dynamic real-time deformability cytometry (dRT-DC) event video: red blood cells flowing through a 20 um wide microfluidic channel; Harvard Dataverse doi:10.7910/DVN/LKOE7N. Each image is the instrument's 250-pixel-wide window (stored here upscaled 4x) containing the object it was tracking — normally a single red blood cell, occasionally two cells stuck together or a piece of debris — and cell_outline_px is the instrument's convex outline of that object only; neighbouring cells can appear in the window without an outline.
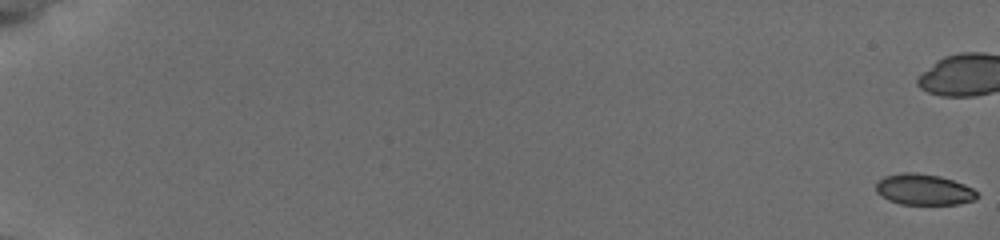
{"species": "common noctule bat (a hibernating species)", "species_latin": "Nyctalus noctula", "temperature_condition": "cold", "stored_images_in_passage": 49, "camera_frame_rate_fps": 3000, "um_per_image_px": 0.085, "animal": {"sex": "female", "body_mass_g": 19.5, "forearm_length_mm": 54.1}, "frame": {"image": 1, "passage_image": 1, "time_ms": 0.0, "image_size_px": [1000, 240], "cell_outline_px": [[980, 196], [976, 200], [956, 204], [900, 204], [888, 200], [880, 196], [876, 192], [876, 184], [884, 176], [900, 172], [916, 172], [940, 176], [964, 184], [972, 188]], "centroid_in_image_um": [78.52, 16.11], "position_along_channel_um": 6.5, "area_um2": 18.38}}
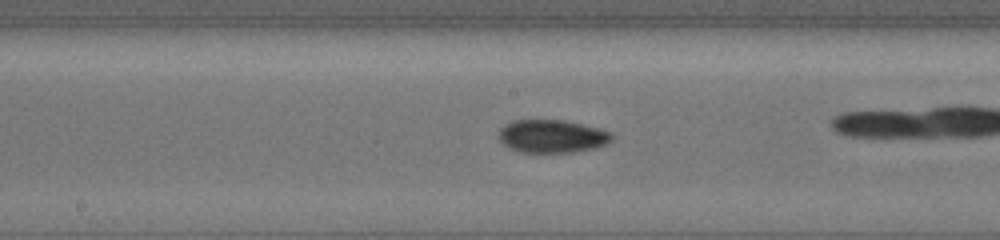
{"frame": {"image": 2, "passage_image": 33, "time_ms": 10.667, "image_size_px": [1000, 240], "cell_outline_px": [[612, 140], [608, 144], [596, 148], [572, 152], [516, 152], [508, 148], [496, 136], [500, 128], [504, 124], [512, 120], [564, 120], [600, 128], [612, 132]], "centroid_in_image_um": [46.9, 11.58], "position_along_channel_um": 201.3, "area_um2": 22.14}}
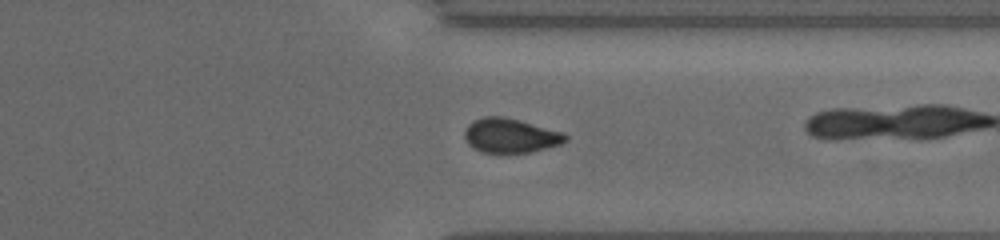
{"frame": {"image": 3, "passage_image": 46, "time_ms": 15.0, "image_size_px": [1000, 240], "cell_outline_px": [[568, 140], [560, 144], [528, 152], [480, 152], [472, 148], [468, 144], [464, 136], [464, 132], [468, 124], [472, 120], [484, 116], [504, 116], [520, 120], [564, 132], [568, 136]], "centroid_in_image_um": [43.36, 11.5], "position_along_channel_um": 368.0, "area_um2": 20.29}, "authors_computed_cell_mechanics": {"area_um2": 20.4034, "velocity_mm_per_s": 3.8406, "shape_relaxation_time_tau1_ms": 5.704, "shape_relaxation_time_tau2_ms": 9.8062, "deformation_change_tau1": 0.1299, "deformation_change_tau2": 0.1303}}